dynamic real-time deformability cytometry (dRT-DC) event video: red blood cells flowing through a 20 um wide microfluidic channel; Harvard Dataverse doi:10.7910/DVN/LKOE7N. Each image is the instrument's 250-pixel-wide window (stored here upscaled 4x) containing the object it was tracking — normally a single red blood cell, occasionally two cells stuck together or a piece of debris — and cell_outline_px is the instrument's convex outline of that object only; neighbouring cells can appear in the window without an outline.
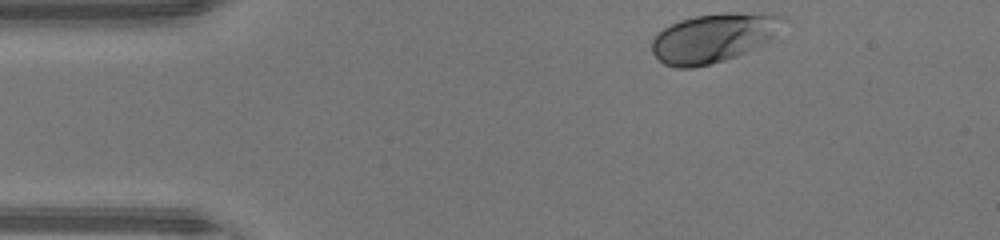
{"species": "human", "species_latin": "Homo sapiens", "temperature_condition": "warm", "stored_images_in_passage": 32, "camera_frame_rate_fps": 3000, "um_per_image_px": 0.085, "donor": {"sex": "male"}, "frame": {"image": 1, "passage_image": 1, "time_ms": 0.0, "image_size_px": [1000, 240], "cell_outline_px": [[788, 20], [772, 40], [764, 44], [736, 56], [724, 60], [692, 68], [676, 68], [664, 64], [652, 52], [652, 40], [664, 28], [680, 20], [696, 16], [724, 12], [772, 12], [784, 16]], "centroid_in_image_um": [60.75, 3.18], "position_along_channel_um": 24.2, "area_um2": 37.92}}
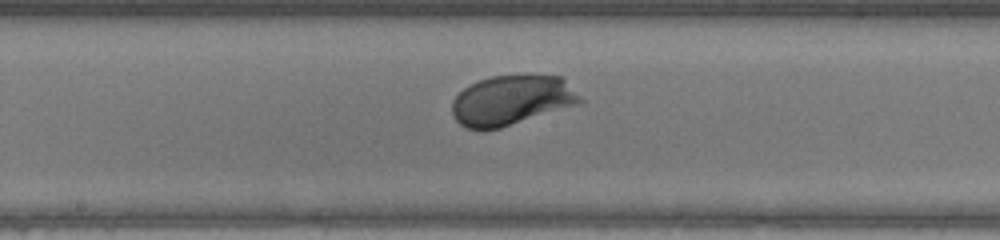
{"frame": {"image": 2, "passage_image": 18, "time_ms": 5.667, "image_size_px": [1000, 240], "cell_outline_px": [[584, 100], [580, 104], [500, 128], [464, 128], [452, 116], [452, 100], [464, 88], [480, 80], [492, 76], [564, 76]], "centroid_in_image_um": [43.53, 8.52], "position_along_channel_um": 204.7, "area_um2": 36.99}}
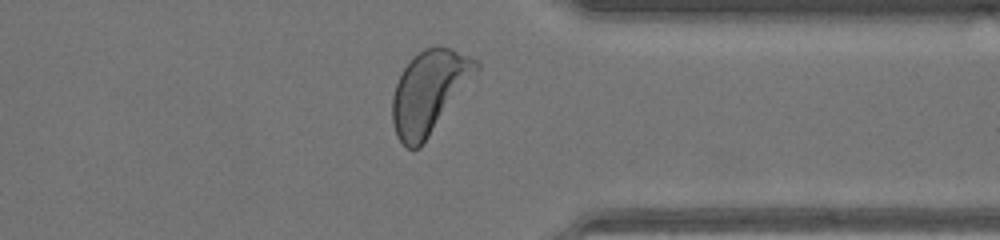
{"frame": {"image": 3, "passage_image": 30, "time_ms": 9.667, "image_size_px": [1000, 240], "cell_outline_px": [[480, 68], [420, 148], [408, 148], [396, 136], [392, 124], [392, 96], [396, 84], [404, 68], [424, 48], [436, 44], [452, 48], [480, 60]], "centroid_in_image_um": [36.49, 7.78], "position_along_channel_um": 374.9, "area_um2": 40.11}, "authors_computed_cell_mechanics": {"area_um2": 36.5296, "velocity_mm_per_s": 4.4162, "shape_relaxation_time_tau1_ms": 1.2734, "shape_relaxation_time_tau2_ms": null, "deformation_change_tau1": 0.1158, "deformation_change_tau2": null}}